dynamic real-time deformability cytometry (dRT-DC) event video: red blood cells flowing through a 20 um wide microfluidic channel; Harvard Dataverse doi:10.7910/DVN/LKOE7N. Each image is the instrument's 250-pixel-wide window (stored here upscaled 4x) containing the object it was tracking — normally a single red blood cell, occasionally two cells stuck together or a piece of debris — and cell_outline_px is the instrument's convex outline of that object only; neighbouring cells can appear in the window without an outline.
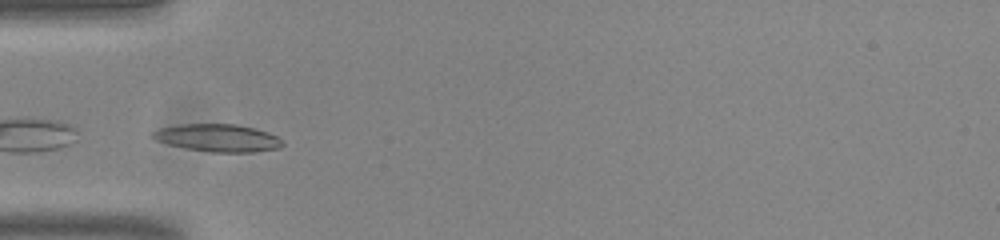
{"species": "common noctule bat (a hibernating species)", "species_latin": "Nyctalus noctula", "temperature_condition": "room temperature", "stored_images_in_passage": 32, "camera_frame_rate_fps": 3000, "um_per_image_px": 0.085, "animal": {"sex": "male", "body_mass_g": 20.0, "forearm_length_mm": 53.3}, "frame": {"image": 1, "passage_image": 1, "time_ms": 0.0, "image_size_px": [1000, 240], "cell_outline_px": [[284, 144], [280, 148], [252, 152], [212, 152], [188, 148], [168, 144], [156, 140], [152, 136], [152, 132], [160, 128], [180, 124], [236, 124], [256, 128], [268, 132], [284, 140]], "centroid_in_image_um": [18.56, 11.71], "position_along_channel_um": 66.4, "area_um2": 20.81}}
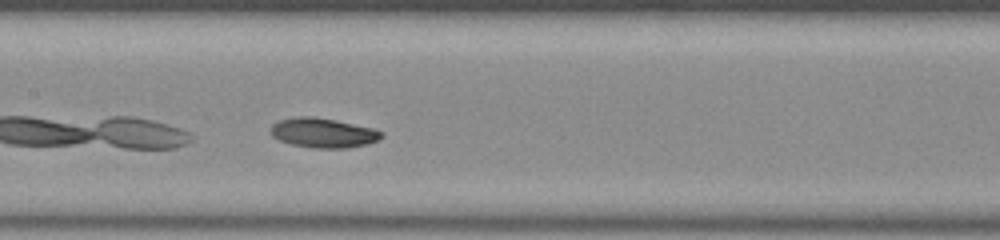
{"frame": {"image": 2, "passage_image": 10, "time_ms": 3.0, "image_size_px": [1000, 240], "cell_outline_px": [[384, 136], [380, 140], [368, 144], [348, 148], [312, 148], [292, 144], [280, 140], [272, 136], [268, 132], [272, 124], [280, 120], [296, 116], [308, 116], [332, 120], [376, 128], [384, 132]], "centroid_in_image_um": [27.5, 11.3], "position_along_channel_um": 179.9, "area_um2": 19.31}}
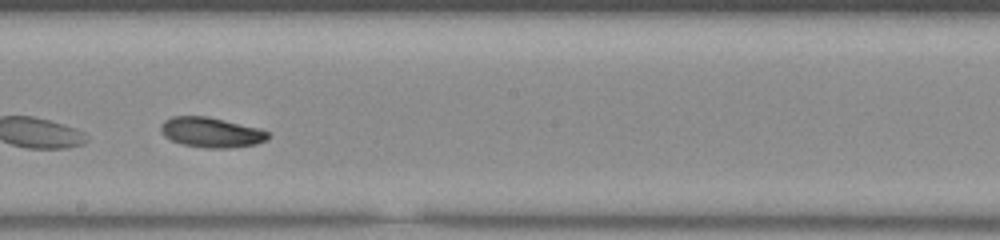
{"frame": {"image": 3, "passage_image": 14, "time_ms": 4.333, "image_size_px": [1000, 240], "cell_outline_px": [[268, 140], [256, 144], [228, 148], [204, 148], [180, 144], [164, 136], [160, 132], [160, 124], [164, 120], [172, 116], [208, 116], [260, 128], [268, 132]], "centroid_in_image_um": [17.93, 11.25], "position_along_channel_um": 230.3, "area_um2": 19.02}, "authors_computed_cell_mechanics": {"area_um2": 19.3052, "velocity_mm_per_s": 3.7883, "shape_relaxation_time_tau1_ms": 4.1267, "shape_relaxation_time_tau2_ms": null, "deformation_change_tau1": 0.1017, "deformation_change_tau2": null}}